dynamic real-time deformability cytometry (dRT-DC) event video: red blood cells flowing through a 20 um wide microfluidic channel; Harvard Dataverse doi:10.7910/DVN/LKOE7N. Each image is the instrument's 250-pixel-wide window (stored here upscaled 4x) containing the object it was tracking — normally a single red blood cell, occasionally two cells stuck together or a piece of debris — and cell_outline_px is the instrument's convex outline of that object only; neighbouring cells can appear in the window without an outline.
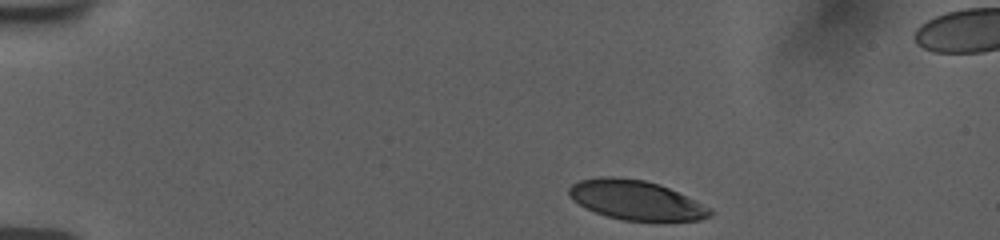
{"species": "human", "species_latin": "Homo sapiens", "temperature_condition": "room temperature", "stored_images_in_passage": 46, "camera_frame_rate_fps": 3000, "um_per_image_px": 0.085, "donor": {"sex": "female"}, "frame": {"image": 1, "passage_image": 1, "time_ms": 0.0, "image_size_px": [1000, 240], "cell_outline_px": [[716, 212], [712, 216], [700, 220], [624, 220], [608, 216], [596, 212], [572, 200], [568, 196], [568, 188], [572, 184], [580, 180], [600, 176], [616, 176], [644, 180], [660, 184], [712, 208]], "centroid_in_image_um": [54.07, 16.99], "position_along_channel_um": 30.9, "area_um2": 32.37}}
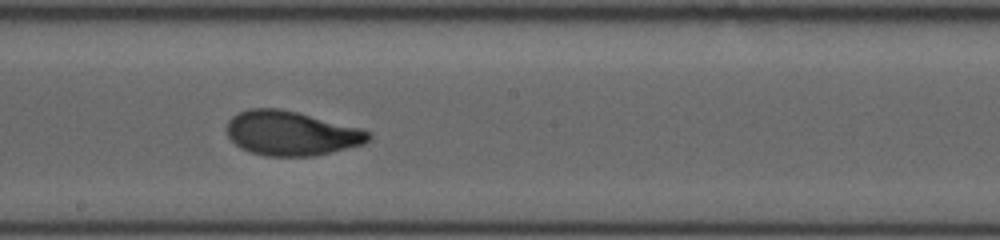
{"frame": {"image": 2, "passage_image": 23, "time_ms": 7.333, "image_size_px": [1000, 240], "cell_outline_px": [[372, 136], [364, 144], [316, 156], [264, 156], [240, 148], [228, 136], [224, 128], [228, 120], [232, 116], [248, 108], [280, 108], [360, 128], [368, 132]], "centroid_in_image_um": [24.71, 11.33], "position_along_channel_um": 223.5, "area_um2": 36.7}}
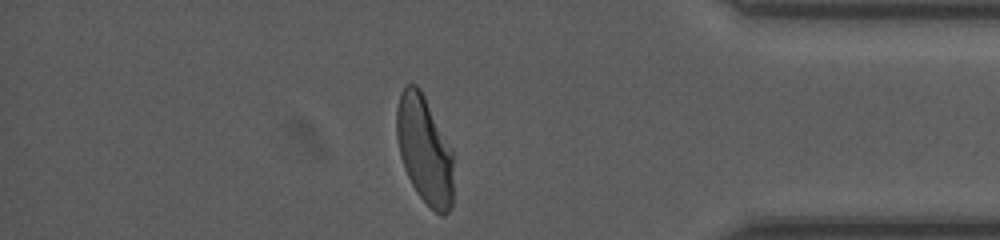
{"frame": {"image": 3, "passage_image": 39, "time_ms": 12.667, "image_size_px": [1000, 240], "cell_outline_px": [[452, 208], [444, 216], [440, 216], [416, 192], [404, 168], [400, 156], [396, 136], [396, 108], [400, 92], [408, 84], [416, 84], [420, 88], [452, 152]], "centroid_in_image_um": [36.05, 12.75], "position_along_channel_um": 399.1, "area_um2": 35.32}, "authors_computed_cell_mechanics": {"area_um2": 36.1539, "velocity_mm_per_s": 3.7218, "shape_relaxation_time_tau1_ms": 5.4599, "shape_relaxation_time_tau2_ms": 1.0241, "deformation_change_tau1": 0.2133, "deformation_change_tau2": 0.0666}}